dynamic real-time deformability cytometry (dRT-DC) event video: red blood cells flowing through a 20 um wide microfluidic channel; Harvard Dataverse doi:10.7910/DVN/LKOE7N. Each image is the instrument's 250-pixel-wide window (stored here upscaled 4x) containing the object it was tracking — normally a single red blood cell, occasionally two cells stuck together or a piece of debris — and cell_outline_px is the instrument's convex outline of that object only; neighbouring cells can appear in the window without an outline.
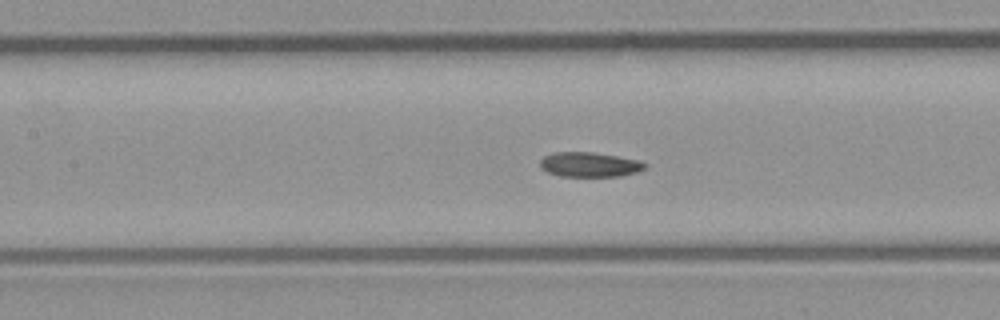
{"species": "common noctule bat (a hibernating species)", "species_latin": "Nyctalus noctula", "temperature_condition": "room temperature", "stored_images_in_passage": 39, "camera_frame_rate_fps": 3000, "um_per_image_px": 0.085, "animal": {"sex": "male", "body_mass_g": 23.1, "forearm_length_mm": 52.7}, "frame": {"image": 1, "passage_image": 10, "time_ms": 3.0, "image_size_px": [1000, 320], "cell_outline_px": [[648, 168], [636, 172], [620, 176], [560, 176], [548, 172], [540, 168], [540, 160], [544, 156], [552, 152], [592, 152], [640, 160], [648, 164]], "centroid_in_image_um": [50.13, 13.98], "position_along_channel_um": 157.3, "area_um2": 15.2}}
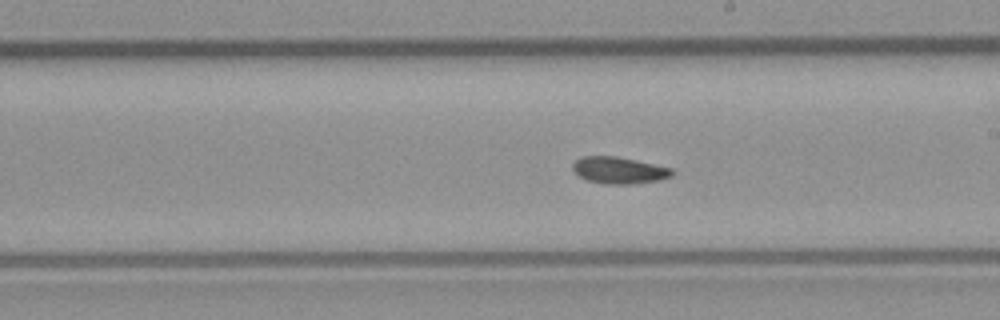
{"frame": {"image": 2, "passage_image": 16, "time_ms": 5.0, "image_size_px": [1000, 320], "cell_outline_px": [[676, 172], [672, 176], [660, 180], [632, 184], [604, 184], [588, 180], [580, 176], [572, 168], [572, 164], [580, 156], [616, 156], [636, 160], [672, 168]], "centroid_in_image_um": [52.65, 14.47], "position_along_channel_um": 236.4, "area_um2": 15.55}}
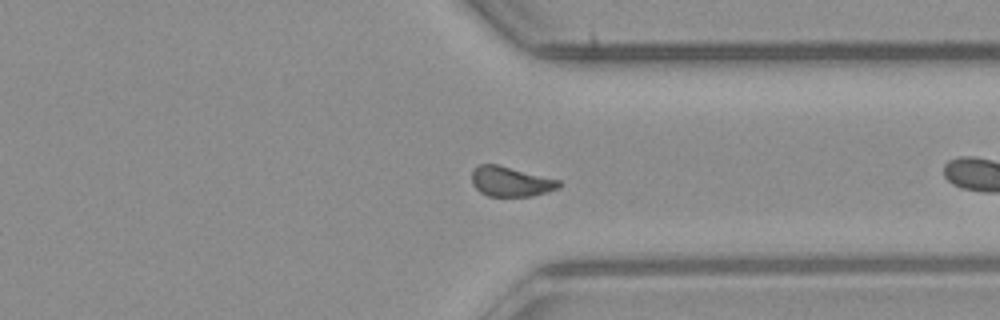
{"frame": {"image": 3, "passage_image": 26, "time_ms": 8.333, "image_size_px": [1000, 320], "cell_outline_px": [[560, 188], [548, 192], [532, 196], [488, 196], [480, 192], [472, 184], [472, 168], [476, 164], [496, 164], [560, 180]], "centroid_in_image_um": [43.39, 15.43], "position_along_channel_um": 368.0, "area_um2": 15.26}, "authors_computed_cell_mechanics": {"area_um2": 15.2592, "velocity_mm_per_s": 3.9563, "shape_relaxation_time_tau1_ms": null, "shape_relaxation_time_tau2_ms": 2.305, "deformation_change_tau1": null, "deformation_change_tau2": 0.0481}}